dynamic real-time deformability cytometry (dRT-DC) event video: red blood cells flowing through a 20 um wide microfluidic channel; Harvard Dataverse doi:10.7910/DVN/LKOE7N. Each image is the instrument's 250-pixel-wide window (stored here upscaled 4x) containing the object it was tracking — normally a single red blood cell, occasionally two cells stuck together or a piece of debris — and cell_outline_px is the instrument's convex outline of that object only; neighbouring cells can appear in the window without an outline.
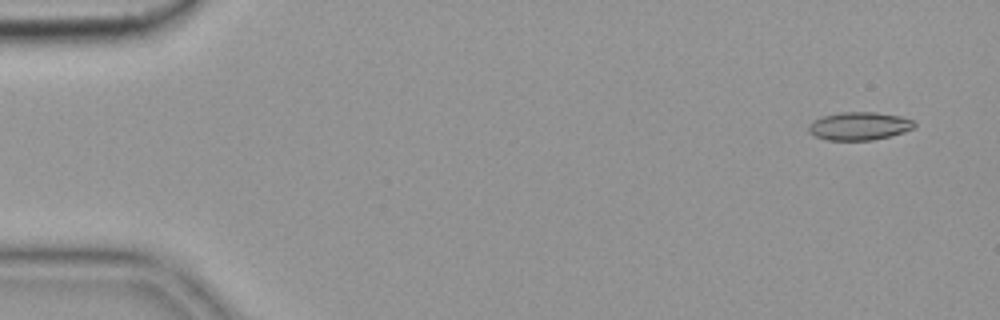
{"species": "common noctule bat (a hibernating species)", "species_latin": "Nyctalus noctula", "temperature_condition": "cold", "stored_images_in_passage": 6, "camera_frame_rate_fps": 3000, "um_per_image_px": 0.085, "animal": {"sex": "female", "body_mass_g": 19.9}, "frame": {"image": 1, "passage_image": 1, "time_ms": 0.0, "image_size_px": [1000, 320], "cell_outline_px": [[916, 128], [892, 136], [872, 140], [828, 140], [816, 136], [808, 132], [808, 124], [812, 120], [820, 116], [840, 112], [876, 112], [900, 116], [912, 120], [916, 124]], "centroid_in_image_um": [73.03, 10.71], "position_along_channel_um": 12.0, "area_um2": 17.57}}
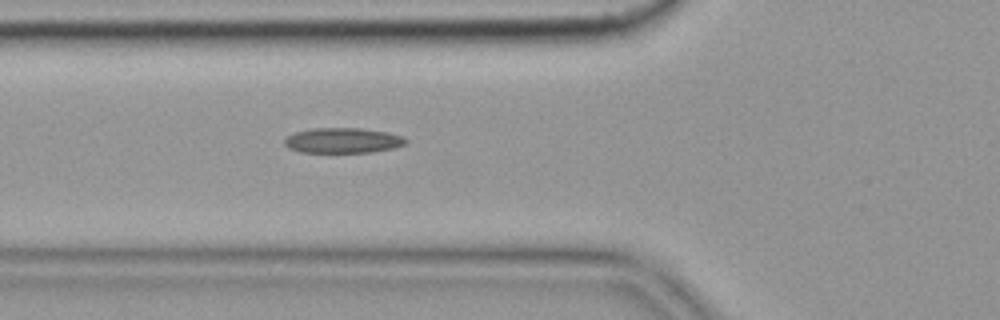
{"frame": {"image": 2, "passage_image": 6, "time_ms": 1.667, "image_size_px": [1000, 320], "cell_outline_px": [[408, 140], [404, 144], [392, 148], [372, 152], [300, 152], [288, 148], [284, 144], [284, 140], [288, 136], [296, 132], [312, 128], [360, 128], [384, 132], [404, 136]], "centroid_in_image_um": [29.12, 11.94], "position_along_channel_um": 96.7, "area_um2": 17.69}}